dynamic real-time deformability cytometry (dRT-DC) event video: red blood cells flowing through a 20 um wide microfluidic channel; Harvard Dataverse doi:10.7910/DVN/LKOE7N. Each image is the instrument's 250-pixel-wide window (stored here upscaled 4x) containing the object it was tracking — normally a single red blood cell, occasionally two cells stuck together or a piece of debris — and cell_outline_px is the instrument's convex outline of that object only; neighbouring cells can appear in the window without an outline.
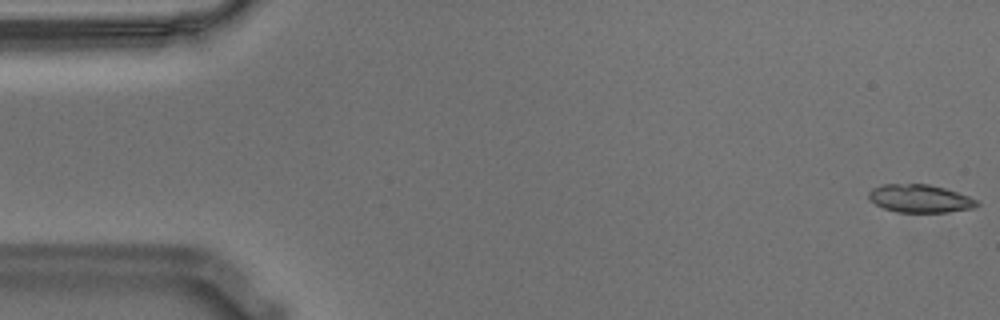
{"species": "Egyptian fruit bat (a non-hibernating species)", "species_latin": "Rousettus aegyptiacus", "temperature_condition": "warm", "stored_images_in_passage": 52, "camera_frame_rate_fps": 3000, "um_per_image_px": 0.085, "animal": {"sex": "male"}, "frame": {"image": 1, "passage_image": 1, "time_ms": 0.0, "image_size_px": [1000, 320], "cell_outline_px": [[980, 204], [972, 208], [948, 212], [896, 212], [884, 208], [868, 200], [868, 192], [872, 188], [884, 184], [928, 184], [944, 188], [980, 200]], "centroid_in_image_um": [78.18, 16.88], "position_along_channel_um": 6.8, "area_um2": 17.69}}
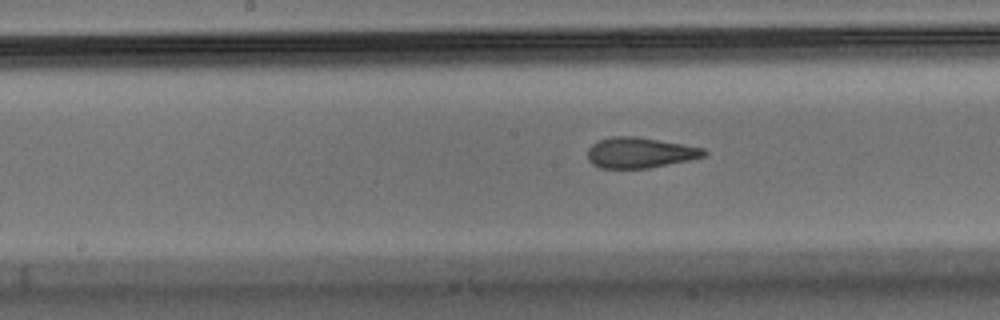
{"frame": {"image": 2, "passage_image": 25, "time_ms": 8.0, "image_size_px": [1000, 320], "cell_outline_px": [[708, 152], [704, 156], [688, 160], [648, 168], [600, 168], [592, 164], [588, 160], [588, 148], [592, 144], [600, 140], [612, 136], [636, 136], [684, 144], [704, 148]], "centroid_in_image_um": [54.38, 12.97], "position_along_channel_um": 193.8, "area_um2": 20.69}}
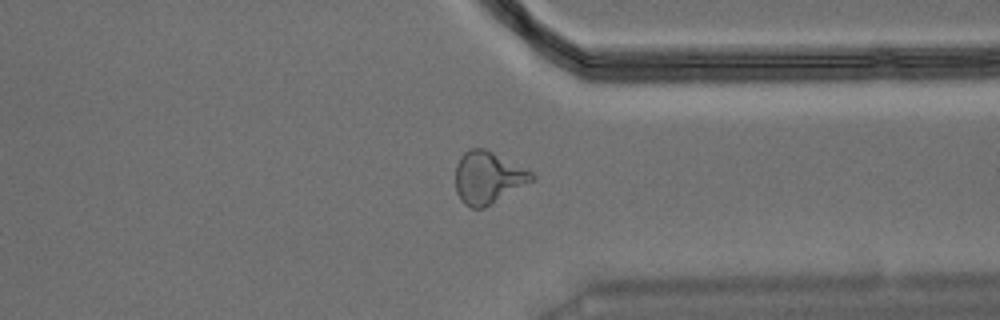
{"frame": {"image": 3, "passage_image": 40, "time_ms": 13.0, "image_size_px": [1000, 320], "cell_outline_px": [[536, 180], [484, 208], [472, 208], [464, 204], [460, 200], [456, 192], [456, 164], [460, 156], [468, 148], [484, 148], [532, 172], [536, 176]], "centroid_in_image_um": [41.48, 15.11], "position_along_channel_um": 369.9, "area_um2": 23.29}, "authors_computed_cell_mechanics": {"area_um2": 20.9525, "velocity_mm_per_s": 3.5696, "shape_relaxation_time_tau1_ms": null, "shape_relaxation_time_tau2_ms": 1.6552, "deformation_change_tau1": null, "deformation_change_tau2": 0.103}}